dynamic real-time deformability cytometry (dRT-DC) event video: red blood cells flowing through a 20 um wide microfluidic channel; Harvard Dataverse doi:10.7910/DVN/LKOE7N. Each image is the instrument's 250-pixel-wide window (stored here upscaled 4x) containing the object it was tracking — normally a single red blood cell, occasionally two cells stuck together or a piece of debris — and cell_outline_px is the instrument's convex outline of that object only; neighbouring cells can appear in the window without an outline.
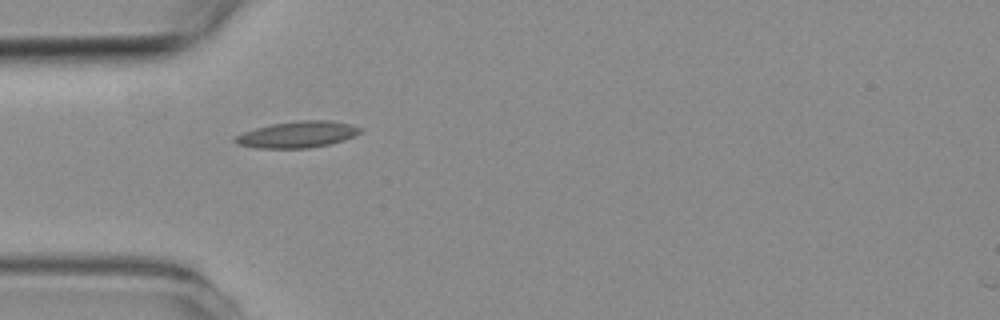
{"species": "common noctule bat (a hibernating species)", "species_latin": "Nyctalus noctula", "temperature_condition": "room temperature", "stored_images_in_passage": 1, "camera_frame_rate_fps": 3000, "um_per_image_px": 0.085, "animal": {"sex": "female", "body_mass_g": 19.3, "forearm_length_mm": 54.1}, "frame": {"image": 1, "passage_image": 1, "time_ms": 0.0, "image_size_px": [1000, 320], "cell_outline_px": [[364, 128], [360, 132], [344, 140], [328, 144], [308, 148], [256, 148], [236, 144], [232, 140], [236, 136], [244, 132], [256, 128], [272, 124], [300, 120], [328, 120], [352, 124]], "centroid_in_image_um": [25.28, 11.43], "position_along_channel_um": 59.7, "area_um2": 19.19}}